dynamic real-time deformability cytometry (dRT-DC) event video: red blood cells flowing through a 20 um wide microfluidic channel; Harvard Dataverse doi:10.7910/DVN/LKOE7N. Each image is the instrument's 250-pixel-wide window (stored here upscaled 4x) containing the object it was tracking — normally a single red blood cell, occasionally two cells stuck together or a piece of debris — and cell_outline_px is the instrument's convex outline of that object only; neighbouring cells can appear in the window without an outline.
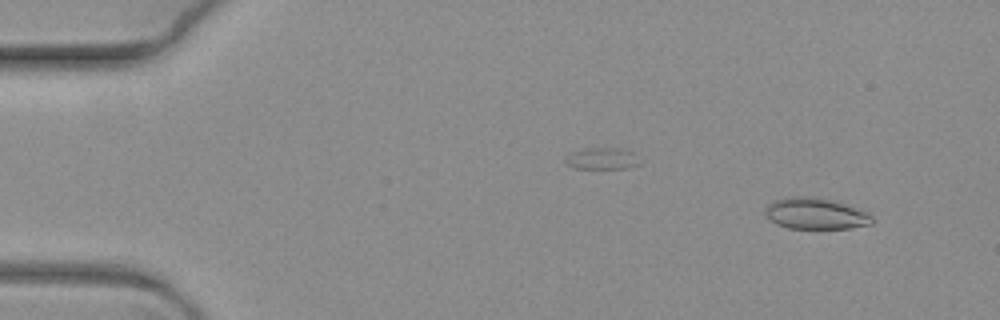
{"species": "common noctule bat (a hibernating species)", "species_latin": "Nyctalus noctula", "temperature_condition": "warm", "stored_images_in_passage": 8, "camera_frame_rate_fps": 3000, "um_per_image_px": 0.085, "animal": {"sex": "female", "body_mass_g": 19.3, "forearm_length_mm": 54.1}, "frame": {"image": 1, "passage_image": 1, "time_ms": 0.0, "image_size_px": [1000, 320], "cell_outline_px": [[872, 224], [852, 228], [788, 228], [776, 224], [764, 212], [764, 208], [772, 200], [792, 196], [816, 196], [864, 212], [872, 216]], "centroid_in_image_um": [69.24, 18.16], "position_along_channel_um": 15.8, "area_um2": 19.07}}
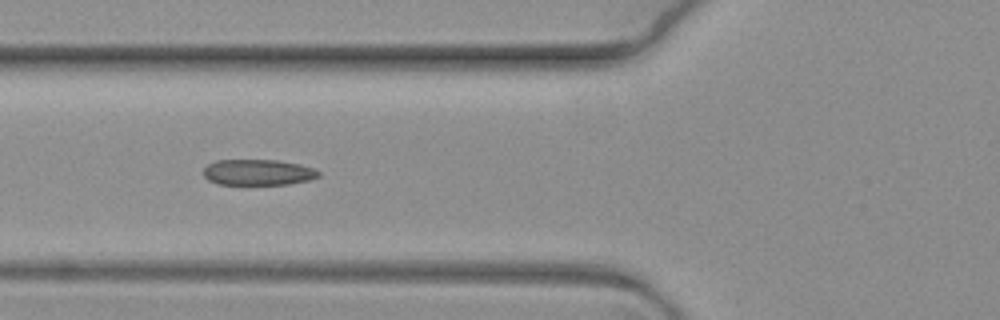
{"frame": {"image": 2, "passage_image": 6, "time_ms": 1.667, "image_size_px": [1000, 320], "cell_outline_px": [[320, 176], [308, 180], [288, 184], [216, 184], [208, 180], [204, 176], [204, 168], [208, 164], [216, 160], [276, 160], [300, 164], [312, 168], [320, 172]], "centroid_in_image_um": [21.91, 14.64], "position_along_channel_um": 103.9, "area_um2": 17.28}}
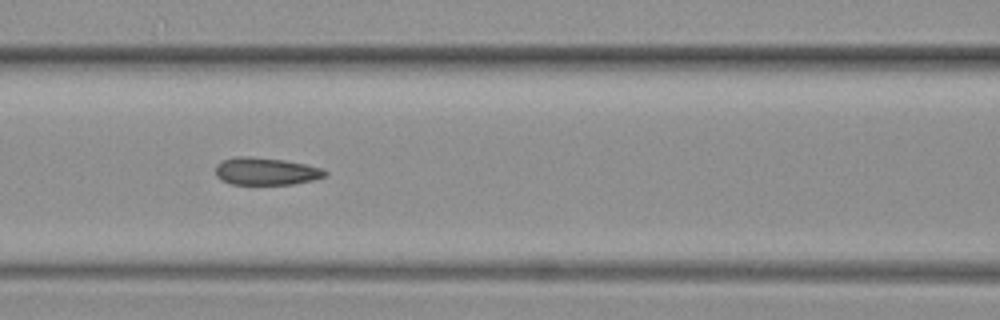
{"frame": {"image": 3, "passage_image": 7, "time_ms": 2.0, "image_size_px": [1000, 320], "cell_outline_px": [[328, 176], [312, 180], [292, 184], [232, 184], [220, 180], [216, 176], [216, 164], [224, 160], [236, 156], [244, 156], [284, 160], [324, 168], [328, 172]], "centroid_in_image_um": [22.62, 14.56], "position_along_channel_um": 144.0, "area_um2": 17.51}}